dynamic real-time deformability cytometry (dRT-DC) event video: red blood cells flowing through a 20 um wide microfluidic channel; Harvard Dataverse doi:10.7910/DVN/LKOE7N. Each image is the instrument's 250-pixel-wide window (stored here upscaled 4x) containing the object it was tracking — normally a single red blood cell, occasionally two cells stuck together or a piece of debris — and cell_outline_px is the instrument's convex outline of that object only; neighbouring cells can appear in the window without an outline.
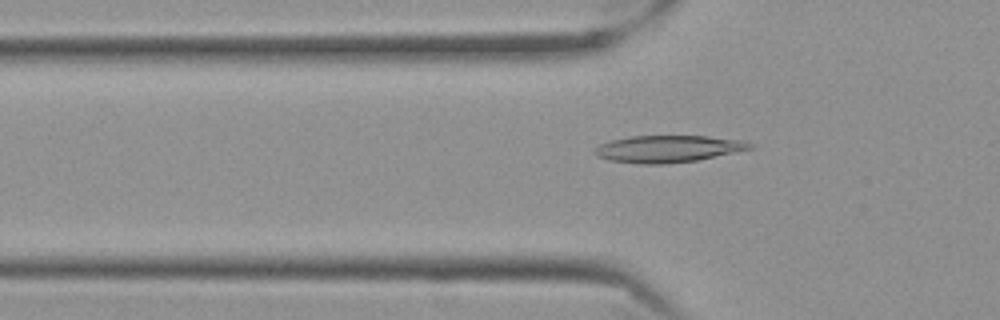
{"species": "Egyptian fruit bat (a non-hibernating species)", "species_latin": "Rousettus aegyptiacus", "temperature_condition": "cold", "stored_images_in_passage": 55, "camera_frame_rate_fps": 3000, "um_per_image_px": 0.085, "frame": {"image": 1, "passage_image": 19, "time_ms": 6.0, "image_size_px": [1000, 320], "cell_outline_px": [[756, 144], [752, 148], [696, 160], [664, 164], [636, 164], [608, 160], [596, 156], [592, 152], [592, 148], [600, 144], [612, 140], [632, 136], [708, 136], [744, 140]], "centroid_in_image_um": [56.73, 12.65], "position_along_channel_um": 69.1, "area_um2": 24.51}}
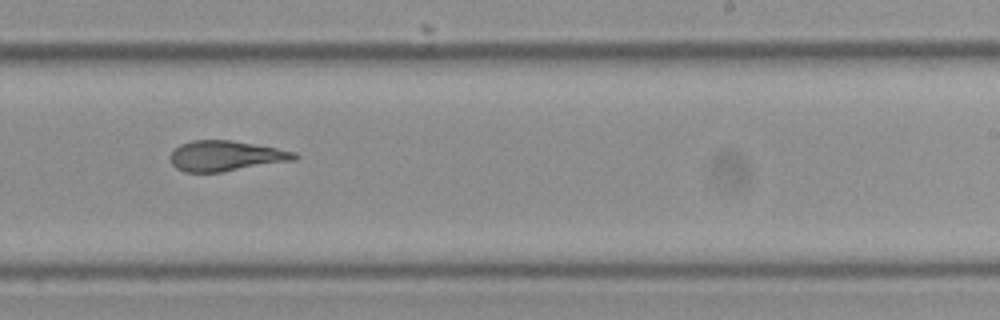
{"frame": {"image": 2, "passage_image": 36, "time_ms": 11.667, "image_size_px": [1000, 320], "cell_outline_px": [[300, 156], [296, 160], [220, 172], [184, 172], [176, 168], [172, 164], [168, 156], [180, 144], [192, 140], [232, 140], [276, 148], [296, 152]], "centroid_in_image_um": [19.18, 13.25], "position_along_channel_um": 269.8, "area_um2": 22.02}}
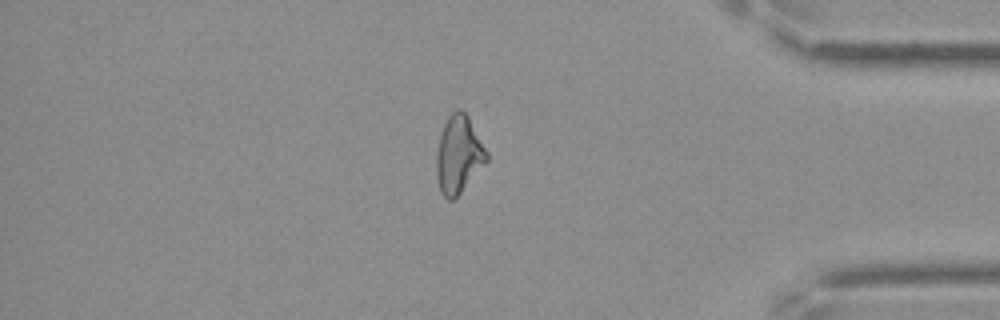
{"frame": {"image": 3, "passage_image": 49, "time_ms": 16.0, "image_size_px": [1000, 320], "cell_outline_px": [[488, 160], [460, 192], [452, 200], [448, 200], [440, 192], [436, 176], [436, 156], [440, 136], [444, 124], [448, 116], [456, 108], [460, 108], [468, 116], [488, 152]], "centroid_in_image_um": [38.97, 13.12], "position_along_channel_um": 396.2, "area_um2": 22.48}, "authors_computed_cell_mechanics": {"area_um2": 22.542, "velocity_mm_per_s": 3.5477, "shape_relaxation_time_tau1_ms": 10.7647, "shape_relaxation_time_tau2_ms": 2.0544, "deformation_change_tau1": 0.2683, "deformation_change_tau2": 0.1039}}